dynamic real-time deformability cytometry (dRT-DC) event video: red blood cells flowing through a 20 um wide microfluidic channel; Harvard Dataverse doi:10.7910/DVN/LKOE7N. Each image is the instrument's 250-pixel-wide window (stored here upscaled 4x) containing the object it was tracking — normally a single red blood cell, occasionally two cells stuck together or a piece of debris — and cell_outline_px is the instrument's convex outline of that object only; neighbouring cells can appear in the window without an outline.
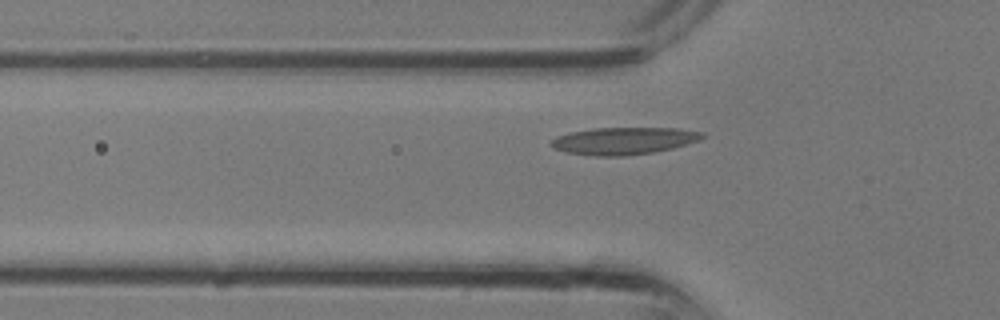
{"species": "common noctule bat (a hibernating species)", "species_latin": "Nyctalus noctula", "temperature_condition": "room temperature", "stored_images_in_passage": 3, "camera_frame_rate_fps": 3000, "um_per_image_px": 0.085, "animal": {"sex": "male", "body_mass_g": 13.3}, "frame": {"image": 1, "passage_image": 3, "time_ms": 0.667, "image_size_px": [1000, 320], "cell_outline_px": [[704, 136], [700, 140], [672, 148], [652, 152], [624, 156], [596, 156], [564, 152], [548, 144], [556, 136], [572, 132], [596, 128], [676, 128], [704, 132]], "centroid_in_image_um": [53.01, 11.97], "position_along_channel_um": 72.8, "area_um2": 23.81}}